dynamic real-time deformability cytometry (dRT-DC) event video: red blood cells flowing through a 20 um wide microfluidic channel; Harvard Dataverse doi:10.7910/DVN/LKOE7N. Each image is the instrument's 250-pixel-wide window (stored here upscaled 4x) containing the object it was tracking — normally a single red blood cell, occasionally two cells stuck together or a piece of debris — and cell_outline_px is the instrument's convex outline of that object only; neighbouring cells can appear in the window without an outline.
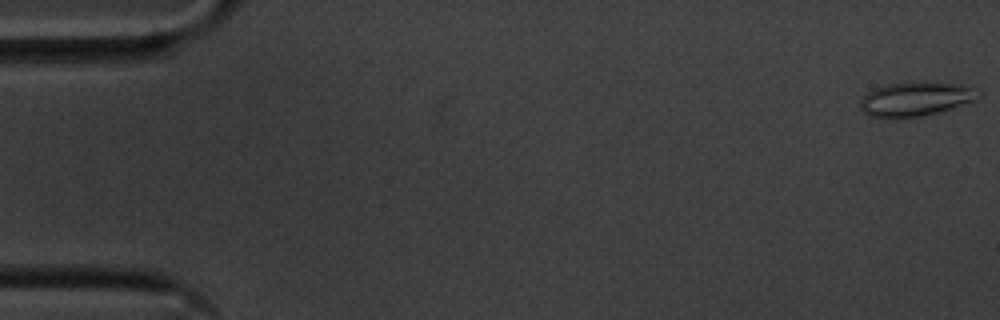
{"species": "common noctule bat (a hibernating species)", "species_latin": "Nyctalus noctula", "temperature_condition": "cold", "stored_images_in_passage": 55, "camera_frame_rate_fps": 3000, "um_per_image_px": 0.085, "animal": {"sex": "male", "body_mass_g": 20.1, "forearm_length_mm": 53.5}, "frame": {"image": 1, "passage_image": 1, "time_ms": 0.0, "image_size_px": [1000, 320], "cell_outline_px": [[980, 96], [972, 100], [924, 116], [904, 120], [884, 120], [868, 116], [860, 108], [860, 100], [868, 92], [876, 88], [888, 84], [924, 80], [960, 84], [972, 88], [980, 92]], "centroid_in_image_um": [77.73, 8.44], "position_along_channel_um": 7.3, "area_um2": 24.1}}
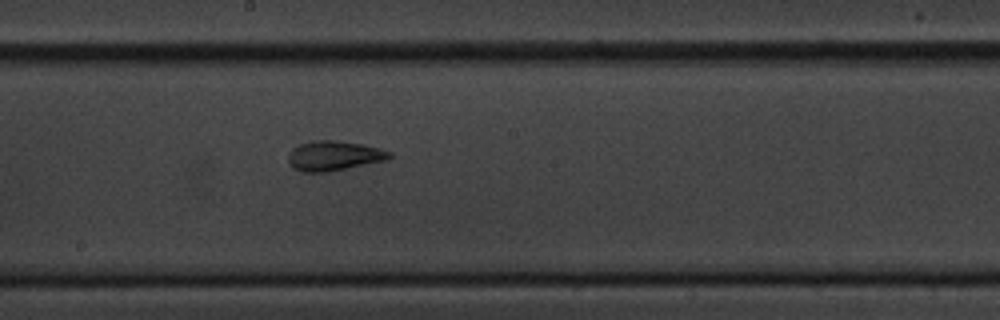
{"frame": {"image": 2, "passage_image": 30, "time_ms": 9.667, "image_size_px": [1000, 320], "cell_outline_px": [[392, 156], [388, 160], [328, 172], [304, 172], [292, 168], [288, 164], [288, 152], [292, 148], [300, 144], [312, 140], [336, 140], [364, 144], [392, 152]], "centroid_in_image_um": [28.37, 13.24], "position_along_channel_um": 219.8, "area_um2": 17.86}}
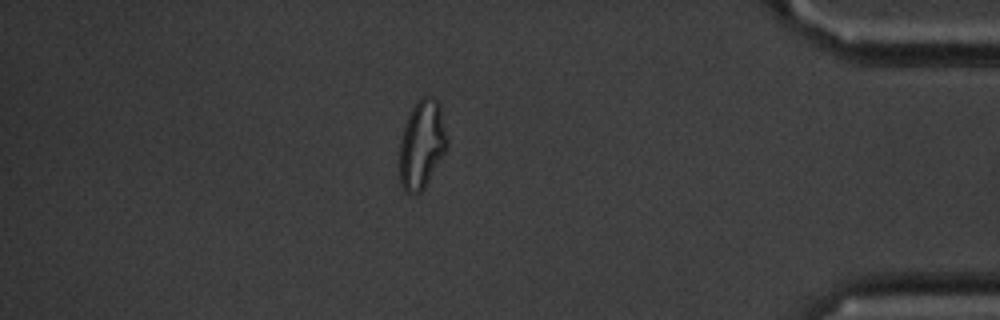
{"frame": {"image": 3, "passage_image": 48, "time_ms": 15.667, "image_size_px": [1000, 320], "cell_outline_px": [[448, 148], [424, 188], [420, 192], [404, 192], [400, 188], [400, 140], [404, 124], [416, 100], [420, 96], [432, 96], [440, 104], [448, 140]], "centroid_in_image_um": [35.86, 12.25], "position_along_channel_um": 399.3, "area_um2": 24.8}, "authors_computed_cell_mechanics": {"area_um2": 19.5942, "velocity_mm_per_s": 3.607, "shape_relaxation_time_tau1_ms": null, "shape_relaxation_time_tau2_ms": 1.7994, "deformation_change_tau1": null, "deformation_change_tau2": 0.0916}}